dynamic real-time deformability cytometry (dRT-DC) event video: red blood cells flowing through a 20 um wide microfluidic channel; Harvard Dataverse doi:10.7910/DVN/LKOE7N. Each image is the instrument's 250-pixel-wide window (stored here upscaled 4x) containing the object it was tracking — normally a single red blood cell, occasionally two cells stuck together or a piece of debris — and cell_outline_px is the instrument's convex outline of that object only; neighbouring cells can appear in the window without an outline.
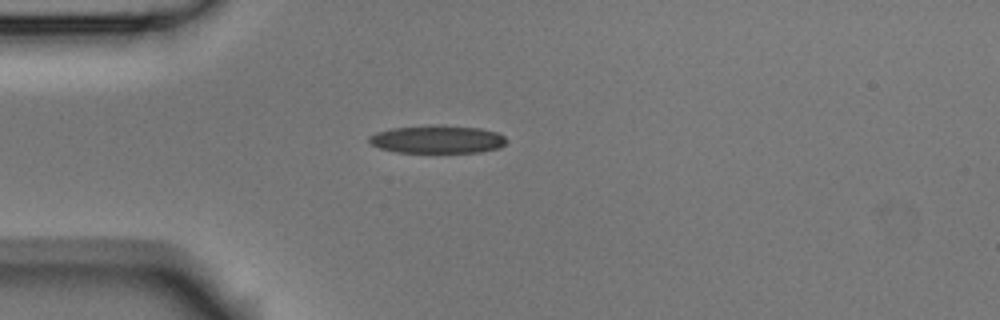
{"species": "Egyptian fruit bat (a non-hibernating species)", "species_latin": "Rousettus aegyptiacus", "temperature_condition": "room temperature", "stored_images_in_passage": 3, "camera_frame_rate_fps": 3000, "um_per_image_px": 0.085, "animal": {"sex": "male"}, "frame": {"image": 1, "passage_image": 3, "time_ms": 0.667, "image_size_px": [1000, 320], "cell_outline_px": [[508, 140], [500, 148], [480, 152], [396, 152], [380, 148], [372, 144], [368, 140], [368, 136], [376, 132], [392, 128], [428, 124], [440, 124], [480, 128], [496, 132], [504, 136]], "centroid_in_image_um": [37.18, 11.82], "position_along_channel_um": 47.8, "area_um2": 22.66}}